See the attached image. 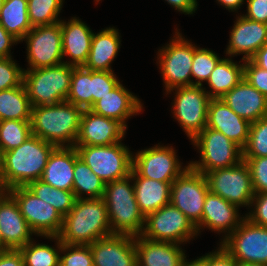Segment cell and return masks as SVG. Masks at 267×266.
I'll use <instances>...</instances> for the list:
<instances>
[{
  "label": "cell",
  "instance_id": "49",
  "mask_svg": "<svg viewBox=\"0 0 267 266\" xmlns=\"http://www.w3.org/2000/svg\"><path fill=\"white\" fill-rule=\"evenodd\" d=\"M0 266H25L19 249L0 250Z\"/></svg>",
  "mask_w": 267,
  "mask_h": 266
},
{
  "label": "cell",
  "instance_id": "4",
  "mask_svg": "<svg viewBox=\"0 0 267 266\" xmlns=\"http://www.w3.org/2000/svg\"><path fill=\"white\" fill-rule=\"evenodd\" d=\"M131 180L130 174L125 178L105 183L102 198L107 207L113 234L138 236L144 230L145 217L139 210L134 185L130 186Z\"/></svg>",
  "mask_w": 267,
  "mask_h": 266
},
{
  "label": "cell",
  "instance_id": "22",
  "mask_svg": "<svg viewBox=\"0 0 267 266\" xmlns=\"http://www.w3.org/2000/svg\"><path fill=\"white\" fill-rule=\"evenodd\" d=\"M238 207L231 204L221 196L208 191L204 207L202 220L196 225L197 232L203 227L210 230L220 232H227L223 240L228 237L244 219L239 218Z\"/></svg>",
  "mask_w": 267,
  "mask_h": 266
},
{
  "label": "cell",
  "instance_id": "24",
  "mask_svg": "<svg viewBox=\"0 0 267 266\" xmlns=\"http://www.w3.org/2000/svg\"><path fill=\"white\" fill-rule=\"evenodd\" d=\"M62 29V52L64 56H70L71 62L65 64L81 67L88 60L91 48L93 32L80 19L73 17L68 23L60 20Z\"/></svg>",
  "mask_w": 267,
  "mask_h": 266
},
{
  "label": "cell",
  "instance_id": "56",
  "mask_svg": "<svg viewBox=\"0 0 267 266\" xmlns=\"http://www.w3.org/2000/svg\"><path fill=\"white\" fill-rule=\"evenodd\" d=\"M238 266H267V265L258 263H244V264H238Z\"/></svg>",
  "mask_w": 267,
  "mask_h": 266
},
{
  "label": "cell",
  "instance_id": "43",
  "mask_svg": "<svg viewBox=\"0 0 267 266\" xmlns=\"http://www.w3.org/2000/svg\"><path fill=\"white\" fill-rule=\"evenodd\" d=\"M246 162L255 193H267V157H243Z\"/></svg>",
  "mask_w": 267,
  "mask_h": 266
},
{
  "label": "cell",
  "instance_id": "14",
  "mask_svg": "<svg viewBox=\"0 0 267 266\" xmlns=\"http://www.w3.org/2000/svg\"><path fill=\"white\" fill-rule=\"evenodd\" d=\"M7 192L17 202L20 212L31 230L40 236H58L63 216L50 204L39 199L25 186L14 187Z\"/></svg>",
  "mask_w": 267,
  "mask_h": 266
},
{
  "label": "cell",
  "instance_id": "7",
  "mask_svg": "<svg viewBox=\"0 0 267 266\" xmlns=\"http://www.w3.org/2000/svg\"><path fill=\"white\" fill-rule=\"evenodd\" d=\"M81 158L105 183L122 179L132 170V153L121 142L105 146L75 145Z\"/></svg>",
  "mask_w": 267,
  "mask_h": 266
},
{
  "label": "cell",
  "instance_id": "45",
  "mask_svg": "<svg viewBox=\"0 0 267 266\" xmlns=\"http://www.w3.org/2000/svg\"><path fill=\"white\" fill-rule=\"evenodd\" d=\"M243 77L267 98V70L260 68L251 60H245Z\"/></svg>",
  "mask_w": 267,
  "mask_h": 266
},
{
  "label": "cell",
  "instance_id": "2",
  "mask_svg": "<svg viewBox=\"0 0 267 266\" xmlns=\"http://www.w3.org/2000/svg\"><path fill=\"white\" fill-rule=\"evenodd\" d=\"M55 147L32 135L20 146L4 152L2 188L5 192L41 179L49 155Z\"/></svg>",
  "mask_w": 267,
  "mask_h": 266
},
{
  "label": "cell",
  "instance_id": "3",
  "mask_svg": "<svg viewBox=\"0 0 267 266\" xmlns=\"http://www.w3.org/2000/svg\"><path fill=\"white\" fill-rule=\"evenodd\" d=\"M83 109L70 102L32 107V135L56 147L75 146Z\"/></svg>",
  "mask_w": 267,
  "mask_h": 266
},
{
  "label": "cell",
  "instance_id": "19",
  "mask_svg": "<svg viewBox=\"0 0 267 266\" xmlns=\"http://www.w3.org/2000/svg\"><path fill=\"white\" fill-rule=\"evenodd\" d=\"M0 228L3 250L20 249L35 234L21 214L17 202L7 191L0 196Z\"/></svg>",
  "mask_w": 267,
  "mask_h": 266
},
{
  "label": "cell",
  "instance_id": "38",
  "mask_svg": "<svg viewBox=\"0 0 267 266\" xmlns=\"http://www.w3.org/2000/svg\"><path fill=\"white\" fill-rule=\"evenodd\" d=\"M19 250L25 266H59V252L49 245L35 244L31 240Z\"/></svg>",
  "mask_w": 267,
  "mask_h": 266
},
{
  "label": "cell",
  "instance_id": "1",
  "mask_svg": "<svg viewBox=\"0 0 267 266\" xmlns=\"http://www.w3.org/2000/svg\"><path fill=\"white\" fill-rule=\"evenodd\" d=\"M112 234L104 199L82 198L63 217L58 237L64 244L90 245Z\"/></svg>",
  "mask_w": 267,
  "mask_h": 266
},
{
  "label": "cell",
  "instance_id": "53",
  "mask_svg": "<svg viewBox=\"0 0 267 266\" xmlns=\"http://www.w3.org/2000/svg\"><path fill=\"white\" fill-rule=\"evenodd\" d=\"M219 4L223 5L228 10L236 11L243 4L244 0H217Z\"/></svg>",
  "mask_w": 267,
  "mask_h": 266
},
{
  "label": "cell",
  "instance_id": "9",
  "mask_svg": "<svg viewBox=\"0 0 267 266\" xmlns=\"http://www.w3.org/2000/svg\"><path fill=\"white\" fill-rule=\"evenodd\" d=\"M209 191L221 196L231 204L250 206L255 195L249 168L245 161L204 174Z\"/></svg>",
  "mask_w": 267,
  "mask_h": 266
},
{
  "label": "cell",
  "instance_id": "47",
  "mask_svg": "<svg viewBox=\"0 0 267 266\" xmlns=\"http://www.w3.org/2000/svg\"><path fill=\"white\" fill-rule=\"evenodd\" d=\"M247 19L267 24V0H246Z\"/></svg>",
  "mask_w": 267,
  "mask_h": 266
},
{
  "label": "cell",
  "instance_id": "39",
  "mask_svg": "<svg viewBox=\"0 0 267 266\" xmlns=\"http://www.w3.org/2000/svg\"><path fill=\"white\" fill-rule=\"evenodd\" d=\"M243 157H267V115L251 123Z\"/></svg>",
  "mask_w": 267,
  "mask_h": 266
},
{
  "label": "cell",
  "instance_id": "55",
  "mask_svg": "<svg viewBox=\"0 0 267 266\" xmlns=\"http://www.w3.org/2000/svg\"><path fill=\"white\" fill-rule=\"evenodd\" d=\"M3 158L4 153L2 149L0 148V185L2 186V174H3Z\"/></svg>",
  "mask_w": 267,
  "mask_h": 266
},
{
  "label": "cell",
  "instance_id": "40",
  "mask_svg": "<svg viewBox=\"0 0 267 266\" xmlns=\"http://www.w3.org/2000/svg\"><path fill=\"white\" fill-rule=\"evenodd\" d=\"M57 241V249L66 254L60 256L59 266H94L90 245H69L60 241L58 236H47Z\"/></svg>",
  "mask_w": 267,
  "mask_h": 266
},
{
  "label": "cell",
  "instance_id": "35",
  "mask_svg": "<svg viewBox=\"0 0 267 266\" xmlns=\"http://www.w3.org/2000/svg\"><path fill=\"white\" fill-rule=\"evenodd\" d=\"M66 101L82 109H90L92 106V70L84 66L73 68Z\"/></svg>",
  "mask_w": 267,
  "mask_h": 266
},
{
  "label": "cell",
  "instance_id": "36",
  "mask_svg": "<svg viewBox=\"0 0 267 266\" xmlns=\"http://www.w3.org/2000/svg\"><path fill=\"white\" fill-rule=\"evenodd\" d=\"M31 136V121L10 119L0 122V148L3 153L20 146Z\"/></svg>",
  "mask_w": 267,
  "mask_h": 266
},
{
  "label": "cell",
  "instance_id": "50",
  "mask_svg": "<svg viewBox=\"0 0 267 266\" xmlns=\"http://www.w3.org/2000/svg\"><path fill=\"white\" fill-rule=\"evenodd\" d=\"M20 42L0 24V57H11V45Z\"/></svg>",
  "mask_w": 267,
  "mask_h": 266
},
{
  "label": "cell",
  "instance_id": "8",
  "mask_svg": "<svg viewBox=\"0 0 267 266\" xmlns=\"http://www.w3.org/2000/svg\"><path fill=\"white\" fill-rule=\"evenodd\" d=\"M142 237L181 244L197 235L196 226L171 203L145 217Z\"/></svg>",
  "mask_w": 267,
  "mask_h": 266
},
{
  "label": "cell",
  "instance_id": "37",
  "mask_svg": "<svg viewBox=\"0 0 267 266\" xmlns=\"http://www.w3.org/2000/svg\"><path fill=\"white\" fill-rule=\"evenodd\" d=\"M62 5L63 0H28V16L32 27L60 22L57 17Z\"/></svg>",
  "mask_w": 267,
  "mask_h": 266
},
{
  "label": "cell",
  "instance_id": "20",
  "mask_svg": "<svg viewBox=\"0 0 267 266\" xmlns=\"http://www.w3.org/2000/svg\"><path fill=\"white\" fill-rule=\"evenodd\" d=\"M251 123L237 115L220 99H210L207 113V126L221 132L242 149L246 146Z\"/></svg>",
  "mask_w": 267,
  "mask_h": 266
},
{
  "label": "cell",
  "instance_id": "48",
  "mask_svg": "<svg viewBox=\"0 0 267 266\" xmlns=\"http://www.w3.org/2000/svg\"><path fill=\"white\" fill-rule=\"evenodd\" d=\"M207 266H238L237 261L223 248L206 255Z\"/></svg>",
  "mask_w": 267,
  "mask_h": 266
},
{
  "label": "cell",
  "instance_id": "28",
  "mask_svg": "<svg viewBox=\"0 0 267 266\" xmlns=\"http://www.w3.org/2000/svg\"><path fill=\"white\" fill-rule=\"evenodd\" d=\"M134 195L140 212L146 217L165 205L170 204L172 182H161L142 176H132Z\"/></svg>",
  "mask_w": 267,
  "mask_h": 266
},
{
  "label": "cell",
  "instance_id": "13",
  "mask_svg": "<svg viewBox=\"0 0 267 266\" xmlns=\"http://www.w3.org/2000/svg\"><path fill=\"white\" fill-rule=\"evenodd\" d=\"M208 191L205 175L189 166L172 182L170 203L177 207L196 226L202 220L204 202Z\"/></svg>",
  "mask_w": 267,
  "mask_h": 266
},
{
  "label": "cell",
  "instance_id": "30",
  "mask_svg": "<svg viewBox=\"0 0 267 266\" xmlns=\"http://www.w3.org/2000/svg\"><path fill=\"white\" fill-rule=\"evenodd\" d=\"M244 76V63L238 65L231 59H222L211 72L207 83L212 89L207 92L211 99H220L234 88Z\"/></svg>",
  "mask_w": 267,
  "mask_h": 266
},
{
  "label": "cell",
  "instance_id": "54",
  "mask_svg": "<svg viewBox=\"0 0 267 266\" xmlns=\"http://www.w3.org/2000/svg\"><path fill=\"white\" fill-rule=\"evenodd\" d=\"M180 266H207L206 264V255L201 258L195 259L193 261L188 262L186 260V256L182 259Z\"/></svg>",
  "mask_w": 267,
  "mask_h": 266
},
{
  "label": "cell",
  "instance_id": "15",
  "mask_svg": "<svg viewBox=\"0 0 267 266\" xmlns=\"http://www.w3.org/2000/svg\"><path fill=\"white\" fill-rule=\"evenodd\" d=\"M174 148L158 146L141 150L132 156L131 176H142L161 182H173L188 167L181 168Z\"/></svg>",
  "mask_w": 267,
  "mask_h": 266
},
{
  "label": "cell",
  "instance_id": "12",
  "mask_svg": "<svg viewBox=\"0 0 267 266\" xmlns=\"http://www.w3.org/2000/svg\"><path fill=\"white\" fill-rule=\"evenodd\" d=\"M221 245L238 264L267 265V227L255 225L245 217Z\"/></svg>",
  "mask_w": 267,
  "mask_h": 266
},
{
  "label": "cell",
  "instance_id": "41",
  "mask_svg": "<svg viewBox=\"0 0 267 266\" xmlns=\"http://www.w3.org/2000/svg\"><path fill=\"white\" fill-rule=\"evenodd\" d=\"M220 60L221 59L215 52L205 48H197V46H195L191 67V75L197 80L194 82V85L203 86L202 82H207L211 72Z\"/></svg>",
  "mask_w": 267,
  "mask_h": 266
},
{
  "label": "cell",
  "instance_id": "42",
  "mask_svg": "<svg viewBox=\"0 0 267 266\" xmlns=\"http://www.w3.org/2000/svg\"><path fill=\"white\" fill-rule=\"evenodd\" d=\"M24 70L17 66L12 57H0V91L21 86Z\"/></svg>",
  "mask_w": 267,
  "mask_h": 266
},
{
  "label": "cell",
  "instance_id": "29",
  "mask_svg": "<svg viewBox=\"0 0 267 266\" xmlns=\"http://www.w3.org/2000/svg\"><path fill=\"white\" fill-rule=\"evenodd\" d=\"M120 42L119 32L113 27L93 33L89 57L84 67L93 71H113L110 64L118 53Z\"/></svg>",
  "mask_w": 267,
  "mask_h": 266
},
{
  "label": "cell",
  "instance_id": "23",
  "mask_svg": "<svg viewBox=\"0 0 267 266\" xmlns=\"http://www.w3.org/2000/svg\"><path fill=\"white\" fill-rule=\"evenodd\" d=\"M231 110L250 123L267 115V98L243 79L221 98Z\"/></svg>",
  "mask_w": 267,
  "mask_h": 266
},
{
  "label": "cell",
  "instance_id": "51",
  "mask_svg": "<svg viewBox=\"0 0 267 266\" xmlns=\"http://www.w3.org/2000/svg\"><path fill=\"white\" fill-rule=\"evenodd\" d=\"M175 9L186 14H193L197 8V0H165Z\"/></svg>",
  "mask_w": 267,
  "mask_h": 266
},
{
  "label": "cell",
  "instance_id": "17",
  "mask_svg": "<svg viewBox=\"0 0 267 266\" xmlns=\"http://www.w3.org/2000/svg\"><path fill=\"white\" fill-rule=\"evenodd\" d=\"M94 266H138L136 236L112 234L90 244Z\"/></svg>",
  "mask_w": 267,
  "mask_h": 266
},
{
  "label": "cell",
  "instance_id": "31",
  "mask_svg": "<svg viewBox=\"0 0 267 266\" xmlns=\"http://www.w3.org/2000/svg\"><path fill=\"white\" fill-rule=\"evenodd\" d=\"M0 24L19 41L33 28L28 16V0H5Z\"/></svg>",
  "mask_w": 267,
  "mask_h": 266
},
{
  "label": "cell",
  "instance_id": "16",
  "mask_svg": "<svg viewBox=\"0 0 267 266\" xmlns=\"http://www.w3.org/2000/svg\"><path fill=\"white\" fill-rule=\"evenodd\" d=\"M24 39L27 43V59L30 66L28 70L64 63L60 22L33 27Z\"/></svg>",
  "mask_w": 267,
  "mask_h": 266
},
{
  "label": "cell",
  "instance_id": "44",
  "mask_svg": "<svg viewBox=\"0 0 267 266\" xmlns=\"http://www.w3.org/2000/svg\"><path fill=\"white\" fill-rule=\"evenodd\" d=\"M120 81L113 71L92 70V105L115 88Z\"/></svg>",
  "mask_w": 267,
  "mask_h": 266
},
{
  "label": "cell",
  "instance_id": "18",
  "mask_svg": "<svg viewBox=\"0 0 267 266\" xmlns=\"http://www.w3.org/2000/svg\"><path fill=\"white\" fill-rule=\"evenodd\" d=\"M126 127L118 120L83 109L79 135L75 145L105 146L121 141Z\"/></svg>",
  "mask_w": 267,
  "mask_h": 266
},
{
  "label": "cell",
  "instance_id": "52",
  "mask_svg": "<svg viewBox=\"0 0 267 266\" xmlns=\"http://www.w3.org/2000/svg\"><path fill=\"white\" fill-rule=\"evenodd\" d=\"M260 68L267 70V42L250 59Z\"/></svg>",
  "mask_w": 267,
  "mask_h": 266
},
{
  "label": "cell",
  "instance_id": "11",
  "mask_svg": "<svg viewBox=\"0 0 267 266\" xmlns=\"http://www.w3.org/2000/svg\"><path fill=\"white\" fill-rule=\"evenodd\" d=\"M175 89L173 113L179 124L193 140L206 126L209 94L201 85L181 86ZM177 90V91H176Z\"/></svg>",
  "mask_w": 267,
  "mask_h": 266
},
{
  "label": "cell",
  "instance_id": "59",
  "mask_svg": "<svg viewBox=\"0 0 267 266\" xmlns=\"http://www.w3.org/2000/svg\"><path fill=\"white\" fill-rule=\"evenodd\" d=\"M5 192V190L2 188V186L0 185V196Z\"/></svg>",
  "mask_w": 267,
  "mask_h": 266
},
{
  "label": "cell",
  "instance_id": "6",
  "mask_svg": "<svg viewBox=\"0 0 267 266\" xmlns=\"http://www.w3.org/2000/svg\"><path fill=\"white\" fill-rule=\"evenodd\" d=\"M199 148L201 160L189 166L200 173L234 166L243 160V149L221 132L205 127L193 140Z\"/></svg>",
  "mask_w": 267,
  "mask_h": 266
},
{
  "label": "cell",
  "instance_id": "46",
  "mask_svg": "<svg viewBox=\"0 0 267 266\" xmlns=\"http://www.w3.org/2000/svg\"><path fill=\"white\" fill-rule=\"evenodd\" d=\"M252 205L255 206L253 212L245 218L255 225L267 227V193H255L251 201Z\"/></svg>",
  "mask_w": 267,
  "mask_h": 266
},
{
  "label": "cell",
  "instance_id": "57",
  "mask_svg": "<svg viewBox=\"0 0 267 266\" xmlns=\"http://www.w3.org/2000/svg\"><path fill=\"white\" fill-rule=\"evenodd\" d=\"M1 229V228H0ZM0 250H3L2 236L0 232Z\"/></svg>",
  "mask_w": 267,
  "mask_h": 266
},
{
  "label": "cell",
  "instance_id": "32",
  "mask_svg": "<svg viewBox=\"0 0 267 266\" xmlns=\"http://www.w3.org/2000/svg\"><path fill=\"white\" fill-rule=\"evenodd\" d=\"M32 105L24 85L0 91V120L31 121Z\"/></svg>",
  "mask_w": 267,
  "mask_h": 266
},
{
  "label": "cell",
  "instance_id": "21",
  "mask_svg": "<svg viewBox=\"0 0 267 266\" xmlns=\"http://www.w3.org/2000/svg\"><path fill=\"white\" fill-rule=\"evenodd\" d=\"M230 33L226 54L231 57L245 54L242 58L243 62L250 60L267 42V24L249 20L241 15L237 17Z\"/></svg>",
  "mask_w": 267,
  "mask_h": 266
},
{
  "label": "cell",
  "instance_id": "27",
  "mask_svg": "<svg viewBox=\"0 0 267 266\" xmlns=\"http://www.w3.org/2000/svg\"><path fill=\"white\" fill-rule=\"evenodd\" d=\"M138 266H180L185 253L177 243L136 236Z\"/></svg>",
  "mask_w": 267,
  "mask_h": 266
},
{
  "label": "cell",
  "instance_id": "5",
  "mask_svg": "<svg viewBox=\"0 0 267 266\" xmlns=\"http://www.w3.org/2000/svg\"><path fill=\"white\" fill-rule=\"evenodd\" d=\"M74 66H55L24 70L23 85L32 107L66 101Z\"/></svg>",
  "mask_w": 267,
  "mask_h": 266
},
{
  "label": "cell",
  "instance_id": "34",
  "mask_svg": "<svg viewBox=\"0 0 267 266\" xmlns=\"http://www.w3.org/2000/svg\"><path fill=\"white\" fill-rule=\"evenodd\" d=\"M39 199L53 206L63 217L74 207L76 197L73 191L52 187L42 180H36L25 186Z\"/></svg>",
  "mask_w": 267,
  "mask_h": 266
},
{
  "label": "cell",
  "instance_id": "26",
  "mask_svg": "<svg viewBox=\"0 0 267 266\" xmlns=\"http://www.w3.org/2000/svg\"><path fill=\"white\" fill-rule=\"evenodd\" d=\"M140 100L125 89L121 83L108 94L96 101L89 110L95 114L121 122L126 128V120L142 111Z\"/></svg>",
  "mask_w": 267,
  "mask_h": 266
},
{
  "label": "cell",
  "instance_id": "25",
  "mask_svg": "<svg viewBox=\"0 0 267 266\" xmlns=\"http://www.w3.org/2000/svg\"><path fill=\"white\" fill-rule=\"evenodd\" d=\"M78 157L75 146L55 147L40 180L54 188L72 191L74 164Z\"/></svg>",
  "mask_w": 267,
  "mask_h": 266
},
{
  "label": "cell",
  "instance_id": "58",
  "mask_svg": "<svg viewBox=\"0 0 267 266\" xmlns=\"http://www.w3.org/2000/svg\"><path fill=\"white\" fill-rule=\"evenodd\" d=\"M4 1L5 0H0V11H1L2 7H3Z\"/></svg>",
  "mask_w": 267,
  "mask_h": 266
},
{
  "label": "cell",
  "instance_id": "33",
  "mask_svg": "<svg viewBox=\"0 0 267 266\" xmlns=\"http://www.w3.org/2000/svg\"><path fill=\"white\" fill-rule=\"evenodd\" d=\"M73 188L76 199H82V194H88L84 198H102L105 182L99 178L91 168L81 159L77 158L74 164Z\"/></svg>",
  "mask_w": 267,
  "mask_h": 266
},
{
  "label": "cell",
  "instance_id": "10",
  "mask_svg": "<svg viewBox=\"0 0 267 266\" xmlns=\"http://www.w3.org/2000/svg\"><path fill=\"white\" fill-rule=\"evenodd\" d=\"M195 46L175 33L174 39L159 50L158 62L165 83L166 92L170 89L194 85L191 80V67Z\"/></svg>",
  "mask_w": 267,
  "mask_h": 266
}]
</instances>
